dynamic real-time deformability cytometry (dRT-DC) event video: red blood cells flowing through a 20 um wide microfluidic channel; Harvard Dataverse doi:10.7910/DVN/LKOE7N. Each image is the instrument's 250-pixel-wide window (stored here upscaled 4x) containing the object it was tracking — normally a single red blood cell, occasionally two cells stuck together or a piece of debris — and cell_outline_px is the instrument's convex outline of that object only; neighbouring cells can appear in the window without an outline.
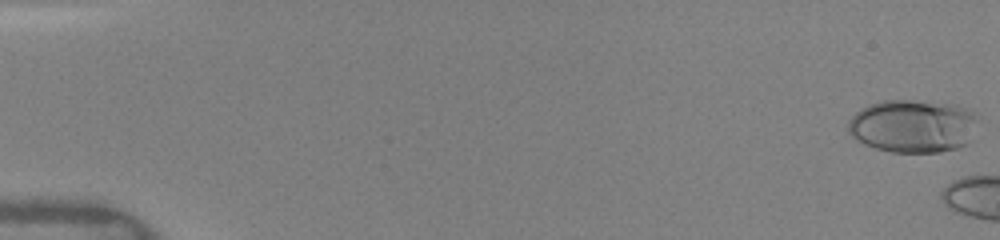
{"species": "human", "species_latin": "Homo sapiens", "temperature_condition": "warm", "stored_images_in_passage": 6, "camera_frame_rate_fps": 3000, "um_per_image_px": 0.085, "donor": {"sex": "female"}, "frame": {"image": 1, "passage_image": 1, "time_ms": 0.0, "image_size_px": [1000, 240], "cell_outline_px": [[980, 116], [964, 144], [956, 148], [940, 152], [892, 152], [876, 148], [864, 144], [856, 140], [848, 132], [848, 120], [856, 112], [880, 100], [912, 100], [956, 104], [972, 108]], "centroid_in_image_um": [77.6, 10.69], "position_along_channel_um": 7.4, "area_um2": 40.23}}